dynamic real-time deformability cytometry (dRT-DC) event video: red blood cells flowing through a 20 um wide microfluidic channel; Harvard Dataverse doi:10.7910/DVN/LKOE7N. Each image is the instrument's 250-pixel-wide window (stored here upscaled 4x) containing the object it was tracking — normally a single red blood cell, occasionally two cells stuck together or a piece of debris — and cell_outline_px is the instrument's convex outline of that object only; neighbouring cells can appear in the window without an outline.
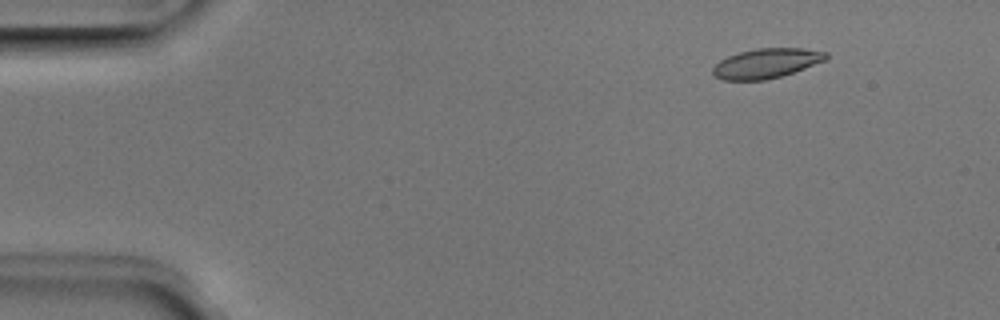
{"species": "Egyptian fruit bat (a non-hibernating species)", "species_latin": "Rousettus aegyptiacus", "temperature_condition": "room temperature", "stored_images_in_passage": 7, "camera_frame_rate_fps": 3000, "um_per_image_px": 0.085, "animal": {"sex": "male"}, "frame": {"image": 1, "passage_image": 2, "time_ms": 0.333, "image_size_px": [1000, 320], "cell_outline_px": [[828, 60], [780, 76], [764, 80], [724, 80], [712, 76], [712, 68], [720, 60], [728, 56], [740, 52], [756, 48], [804, 48], [828, 52]], "centroid_in_image_um": [65.14, 5.37], "position_along_channel_um": 19.9, "area_um2": 19.65}}
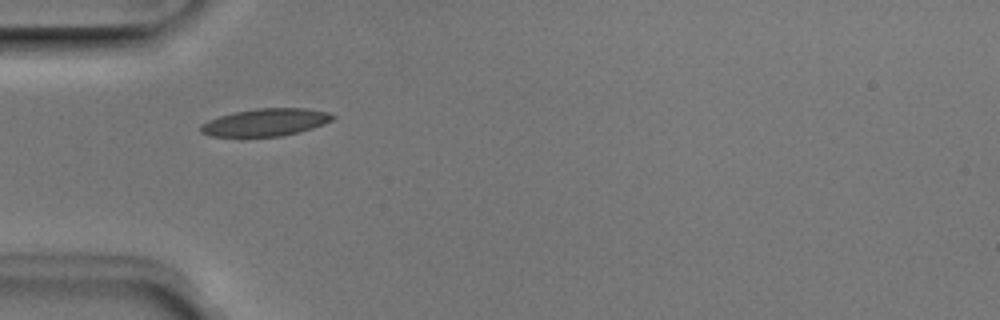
{"frame": {"image": 2, "passage_image": 5, "time_ms": 1.333, "image_size_px": [1000, 320], "cell_outline_px": [[336, 116], [332, 120], [324, 124], [312, 128], [280, 136], [212, 136], [200, 132], [200, 124], [208, 120], [220, 116], [236, 112], [256, 108], [308, 108], [328, 112]], "centroid_in_image_um": [22.58, 10.38], "position_along_channel_um": 62.4, "area_um2": 20.92}}
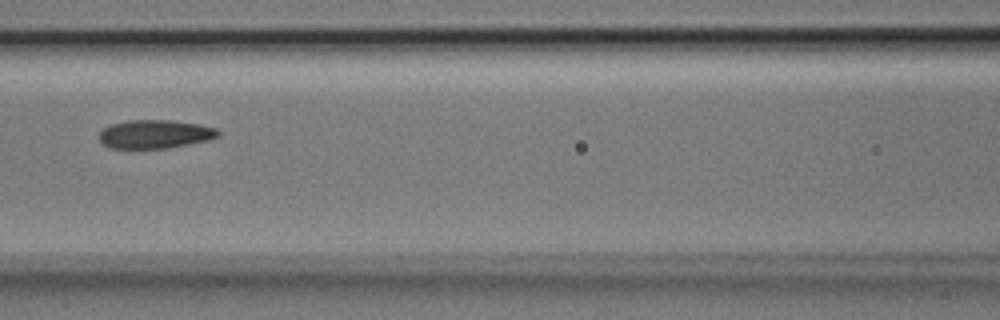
{"frame": {"image": 3, "passage_image": 7, "time_ms": 2.0, "image_size_px": [1000, 320], "cell_outline_px": [[220, 136], [208, 140], [168, 148], [112, 148], [104, 144], [100, 140], [100, 132], [104, 128], [112, 124], [128, 120], [172, 120], [200, 124], [216, 128], [220, 132]], "centroid_in_image_um": [13.22, 11.39], "position_along_channel_um": 153.4, "area_um2": 19.71}}